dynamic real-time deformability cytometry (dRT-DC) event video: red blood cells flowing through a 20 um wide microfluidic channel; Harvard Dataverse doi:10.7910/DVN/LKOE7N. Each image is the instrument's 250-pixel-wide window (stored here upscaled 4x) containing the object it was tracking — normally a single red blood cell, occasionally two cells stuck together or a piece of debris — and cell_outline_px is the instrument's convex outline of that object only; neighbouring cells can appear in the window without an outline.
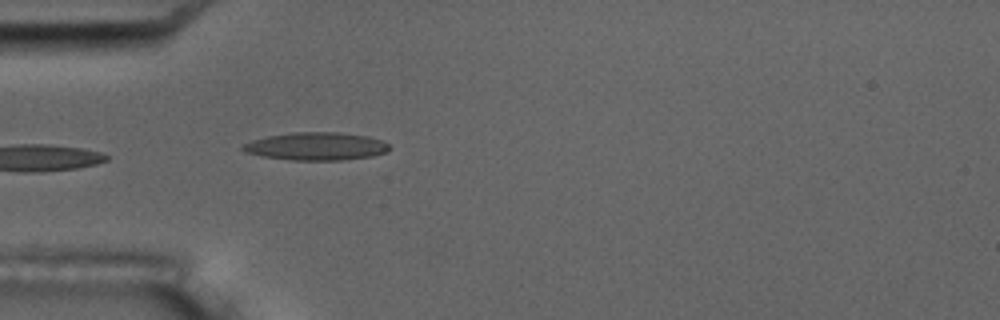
{"species": "common noctule bat (a hibernating species)", "species_latin": "Nyctalus noctula", "temperature_condition": "room temperature", "stored_images_in_passage": 5, "camera_frame_rate_fps": 3000, "um_per_image_px": 0.085, "animal": {"sex": "male", "body_mass_g": 17.5, "forearm_length_mm": 52.3}, "frame": {"image": 1, "passage_image": 5, "time_ms": 5.667, "image_size_px": [1000, 320], "cell_outline_px": [[388, 152], [372, 156], [340, 160], [292, 160], [264, 156], [244, 152], [240, 148], [244, 144], [252, 140], [268, 136], [296, 132], [336, 132], [368, 136], [380, 140], [388, 144]], "centroid_in_image_um": [26.87, 12.43], "position_along_channel_um": 58.1, "area_um2": 23.58}}